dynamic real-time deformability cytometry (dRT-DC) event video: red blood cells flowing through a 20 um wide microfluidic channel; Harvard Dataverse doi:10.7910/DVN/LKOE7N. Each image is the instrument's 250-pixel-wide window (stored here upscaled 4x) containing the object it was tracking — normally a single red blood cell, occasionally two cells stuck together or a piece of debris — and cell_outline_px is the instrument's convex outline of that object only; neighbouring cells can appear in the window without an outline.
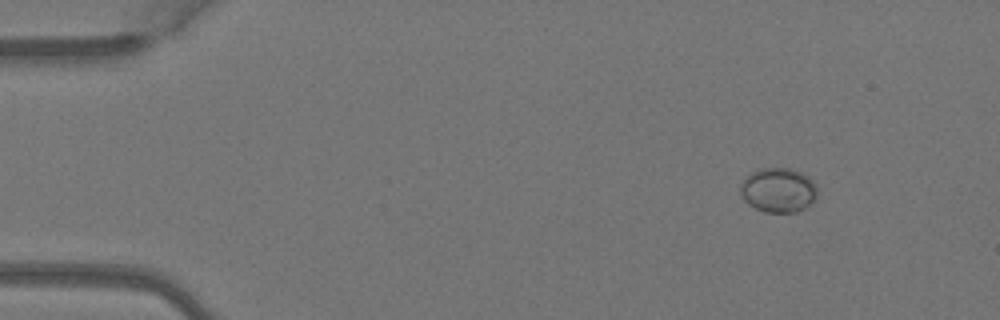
{"species": "Egyptian fruit bat (a non-hibernating species)", "species_latin": "Rousettus aegyptiacus", "temperature_condition": "warm", "stored_images_in_passage": 5, "camera_frame_rate_fps": 3000, "um_per_image_px": 0.085, "animal": {"sex": "female"}, "frame": {"image": 1, "passage_image": 1, "time_ms": 0.0, "image_size_px": [1000, 320], "cell_outline_px": [[816, 196], [808, 208], [796, 212], [764, 212], [748, 204], [740, 196], [740, 184], [752, 172], [760, 168], [792, 168], [808, 176], [816, 184]], "centroid_in_image_um": [66.16, 16.16], "position_along_channel_um": 18.8, "area_um2": 20.11}}
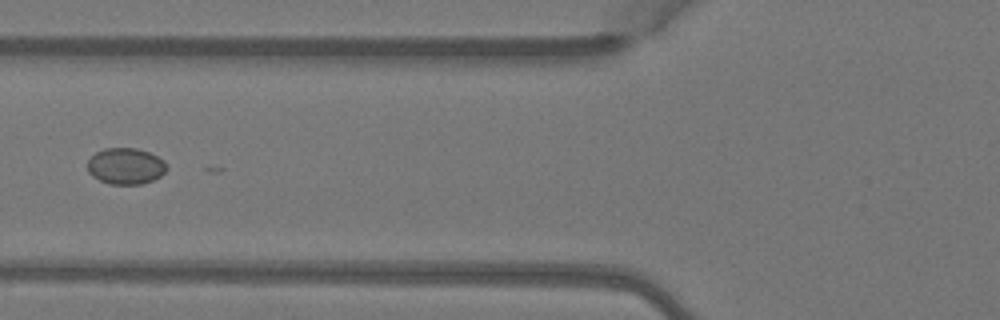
{"frame": {"image": 2, "passage_image": 4, "time_ms": 1.0, "image_size_px": [1000, 320], "cell_outline_px": [[168, 168], [160, 176], [152, 180], [140, 184], [108, 184], [92, 176], [88, 172], [88, 160], [96, 152], [104, 148], [136, 148], [148, 152], [164, 160], [168, 164]], "centroid_in_image_um": [10.69, 14.12], "position_along_channel_um": 115.1, "area_um2": 16.76}}
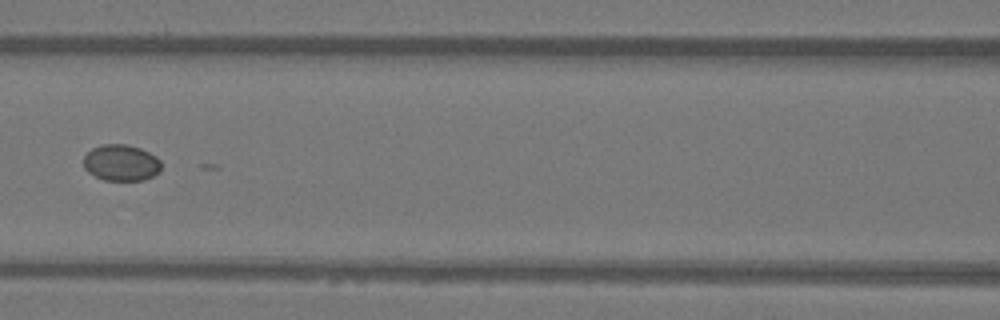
{"frame": {"image": 3, "passage_image": 5, "time_ms": 1.333, "image_size_px": [1000, 320], "cell_outline_px": [[160, 172], [144, 180], [104, 180], [88, 172], [84, 168], [84, 156], [92, 148], [100, 144], [128, 144], [140, 148], [156, 156], [160, 160]], "centroid_in_image_um": [10.3, 13.82], "position_along_channel_um": 156.3, "area_um2": 16.47}}